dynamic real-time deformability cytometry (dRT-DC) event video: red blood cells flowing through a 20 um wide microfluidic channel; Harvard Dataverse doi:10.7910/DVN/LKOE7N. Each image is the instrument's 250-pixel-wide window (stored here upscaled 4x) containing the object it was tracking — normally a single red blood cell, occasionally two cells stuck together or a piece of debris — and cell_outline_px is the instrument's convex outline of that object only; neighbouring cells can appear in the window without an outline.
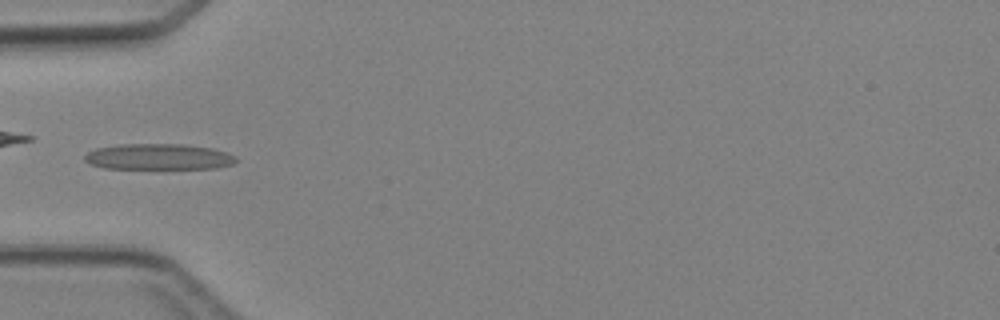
{"species": "Egyptian fruit bat (a non-hibernating species)", "species_latin": "Rousettus aegyptiacus", "temperature_condition": "cold", "stored_images_in_passage": 4, "camera_frame_rate_fps": 3000, "um_per_image_px": 0.085, "animal": {"sex": "female"}, "frame": {"image": 1, "passage_image": 4, "time_ms": 3.333, "image_size_px": [1000, 320], "cell_outline_px": [[240, 160], [232, 164], [216, 168], [104, 168], [92, 164], [84, 160], [84, 156], [88, 152], [96, 148], [120, 144], [184, 144], [212, 148], [236, 156]], "centroid_in_image_um": [13.5, 13.32], "position_along_channel_um": 71.5, "area_um2": 22.77}}